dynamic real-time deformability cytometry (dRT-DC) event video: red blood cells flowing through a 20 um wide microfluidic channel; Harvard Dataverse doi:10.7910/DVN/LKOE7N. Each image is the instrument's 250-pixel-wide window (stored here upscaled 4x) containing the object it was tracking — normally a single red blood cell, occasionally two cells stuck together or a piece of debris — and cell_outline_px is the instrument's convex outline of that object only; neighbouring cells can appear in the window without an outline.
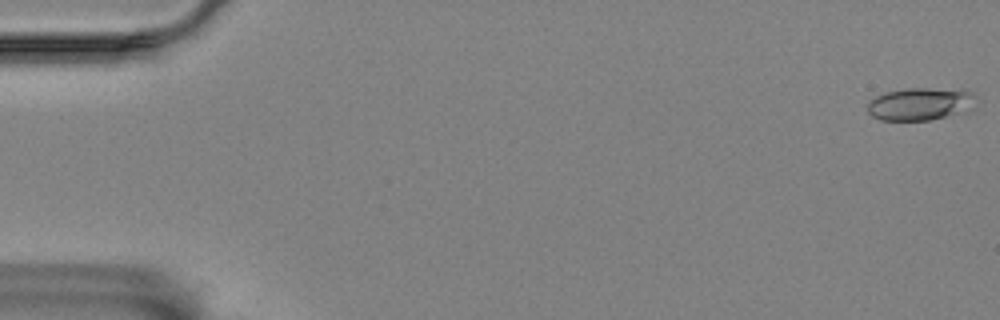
{"species": "Egyptian fruit bat (a non-hibernating species)", "species_latin": "Rousettus aegyptiacus", "temperature_condition": "room temperature", "stored_images_in_passage": 10, "camera_frame_rate_fps": 3000, "um_per_image_px": 0.085, "animal": {"sex": "female"}, "frame": {"image": 1, "passage_image": 1, "time_ms": 0.0, "image_size_px": [1000, 320], "cell_outline_px": [[976, 96], [972, 108], [944, 116], [928, 120], [880, 120], [872, 116], [868, 112], [868, 100], [884, 92], [908, 88], [960, 88], [972, 92]], "centroid_in_image_um": [78.2, 8.8], "position_along_channel_um": 6.8, "area_um2": 20.69}}